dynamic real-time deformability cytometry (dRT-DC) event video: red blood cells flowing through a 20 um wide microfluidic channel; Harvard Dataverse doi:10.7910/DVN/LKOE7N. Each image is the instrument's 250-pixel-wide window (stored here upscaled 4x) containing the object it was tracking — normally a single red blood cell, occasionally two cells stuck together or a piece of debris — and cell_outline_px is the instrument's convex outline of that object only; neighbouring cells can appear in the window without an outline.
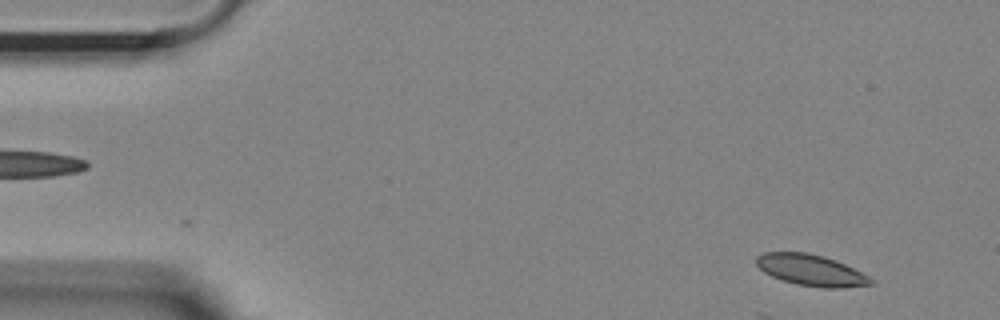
{"species": "Egyptian fruit bat (a non-hibernating species)", "species_latin": "Rousettus aegyptiacus", "temperature_condition": "room temperature", "stored_images_in_passage": 7, "camera_frame_rate_fps": 3000, "um_per_image_px": 0.085, "animal": {"sex": "female"}, "frame": {"image": 1, "passage_image": 1, "time_ms": 0.0, "image_size_px": [1000, 320], "cell_outline_px": [[876, 284], [844, 288], [824, 288], [796, 284], [772, 276], [764, 272], [756, 264], [756, 256], [764, 252], [808, 252], [824, 256], [836, 260], [868, 276]], "centroid_in_image_um": [68.94, 22.96], "position_along_channel_um": 16.1, "area_um2": 20.81}}